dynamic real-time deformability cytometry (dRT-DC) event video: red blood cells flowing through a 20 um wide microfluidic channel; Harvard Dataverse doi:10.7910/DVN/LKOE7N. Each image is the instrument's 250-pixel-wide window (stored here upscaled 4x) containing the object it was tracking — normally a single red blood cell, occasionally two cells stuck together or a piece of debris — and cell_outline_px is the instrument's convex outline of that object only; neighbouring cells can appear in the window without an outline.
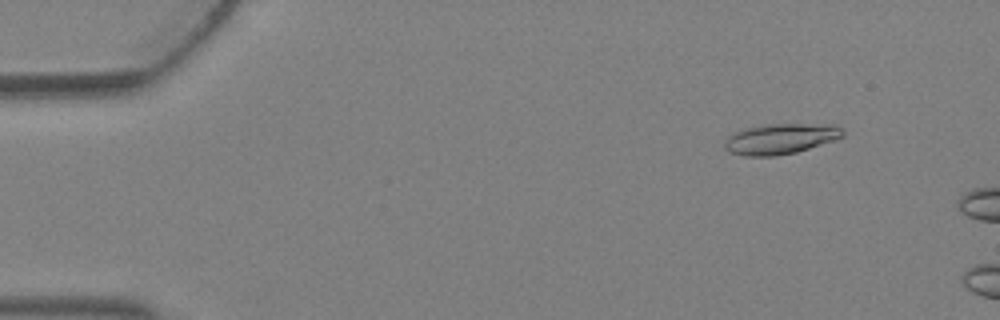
{"species": "Egyptian fruit bat (a non-hibernating species)", "species_latin": "Rousettus aegyptiacus", "temperature_condition": "warm", "stored_images_in_passage": 3, "camera_frame_rate_fps": 3000, "um_per_image_px": 0.085, "animal": {"sex": "female"}, "frame": {"image": 1, "passage_image": 2, "time_ms": 0.333, "image_size_px": [1000, 320], "cell_outline_px": [[844, 136], [796, 152], [776, 156], [744, 156], [728, 152], [724, 148], [724, 140], [728, 136], [744, 128], [764, 124], [832, 124], [840, 128], [844, 132]], "centroid_in_image_um": [66.28, 11.8], "position_along_channel_um": 18.7, "area_um2": 20.98}}